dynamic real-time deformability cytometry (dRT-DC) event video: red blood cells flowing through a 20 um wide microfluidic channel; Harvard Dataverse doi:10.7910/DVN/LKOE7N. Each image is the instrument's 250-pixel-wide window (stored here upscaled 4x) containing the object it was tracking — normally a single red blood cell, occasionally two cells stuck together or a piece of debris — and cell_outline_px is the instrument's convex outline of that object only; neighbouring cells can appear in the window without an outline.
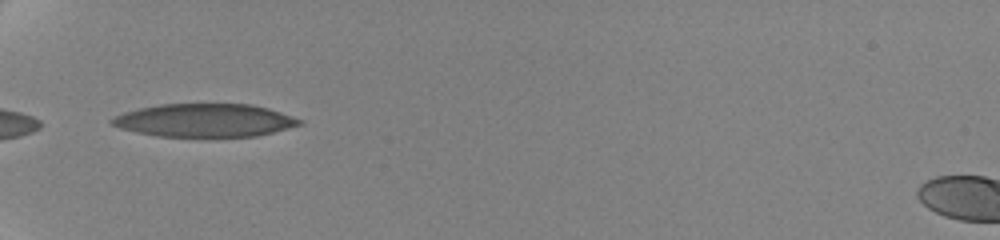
{"species": "human", "species_latin": "Homo sapiens", "temperature_condition": "cold", "stored_images_in_passage": 24, "camera_frame_rate_fps": 3000, "um_per_image_px": 0.085, "donor": {"sex": "female"}, "frame": {"image": 1, "passage_image": 1, "time_ms": 0.0, "image_size_px": [1000, 240], "cell_outline_px": [[304, 124], [256, 136], [156, 136], [136, 132], [120, 128], [112, 124], [108, 120], [124, 112], [140, 108], [160, 104], [252, 104], [268, 108], [304, 120]], "centroid_in_image_um": [17.41, 10.22], "position_along_channel_um": 67.6, "area_um2": 36.07}}
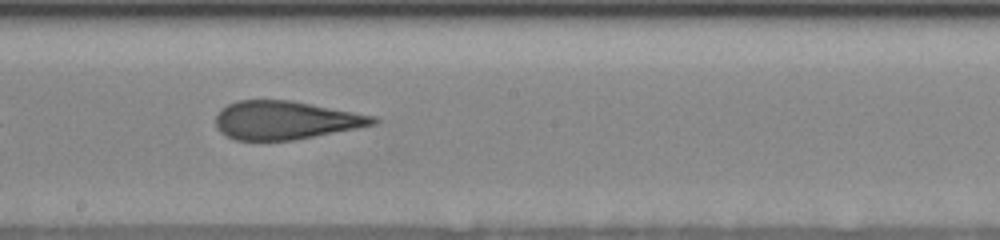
{"frame": {"image": 2, "passage_image": 10, "time_ms": 4.667, "image_size_px": [1000, 240], "cell_outline_px": [[380, 120], [376, 124], [356, 128], [292, 140], [236, 140], [220, 132], [216, 128], [216, 116], [220, 108], [228, 104], [240, 100], [292, 100], [376, 116]], "centroid_in_image_um": [24.25, 10.21], "position_along_channel_um": 223.9, "area_um2": 35.08}}
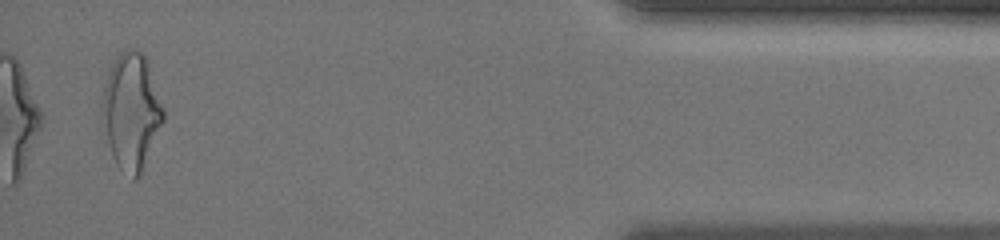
{"frame": {"image": 3, "passage_image": 24, "time_ms": 11.667, "image_size_px": [1000, 240], "cell_outline_px": [[164, 120], [140, 176], [136, 180], [132, 180], [116, 164], [112, 156], [100, 120], [104, 84], [116, 56], [120, 52], [128, 48], [132, 48], [144, 52], [148, 60], [164, 108]], "centroid_in_image_um": [11.16, 9.46], "position_along_channel_um": 424.0, "area_um2": 41.96}, "authors_computed_cell_mechanics": {"area_um2": 36.2117, "velocity_mm_per_s": 3.5531, "shape_relaxation_time_tau1_ms": 7.2357, "shape_relaxation_time_tau2_ms": 1.4842, "deformation_change_tau1": 0.2012, "deformation_change_tau2": 0.1003}}